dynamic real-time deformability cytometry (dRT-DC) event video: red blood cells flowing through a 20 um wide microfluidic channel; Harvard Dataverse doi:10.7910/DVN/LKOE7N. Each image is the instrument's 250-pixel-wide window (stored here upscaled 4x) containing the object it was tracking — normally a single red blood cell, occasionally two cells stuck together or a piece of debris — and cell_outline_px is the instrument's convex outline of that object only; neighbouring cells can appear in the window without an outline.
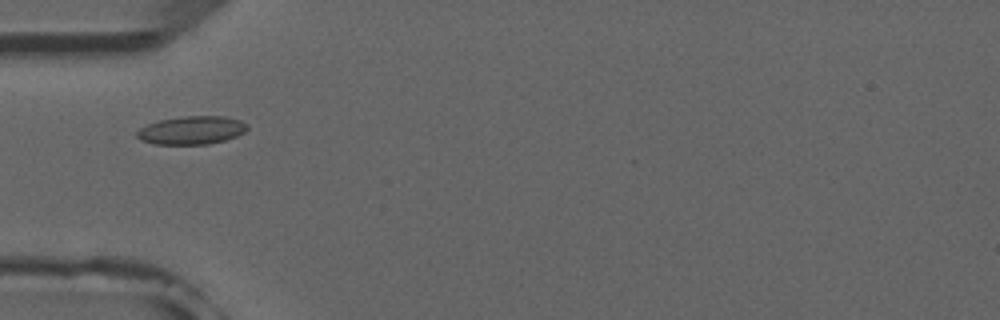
{"species": "common noctule bat (a hibernating species)", "species_latin": "Nyctalus noctula", "temperature_condition": "room temperature", "stored_images_in_passage": 6, "camera_frame_rate_fps": 3000, "um_per_image_px": 0.085, "animal": {"sex": "male", "forearm_length_mm": 52.5}, "frame": {"image": 1, "passage_image": 5, "time_ms": 5.667, "image_size_px": [1000, 320], "cell_outline_px": [[248, 128], [244, 132], [236, 136], [224, 140], [208, 144], [152, 144], [140, 140], [136, 136], [136, 132], [140, 128], [148, 124], [160, 120], [184, 116], [224, 116], [240, 120], [248, 124]], "centroid_in_image_um": [16.28, 11.07], "position_along_channel_um": 68.7, "area_um2": 18.15}}